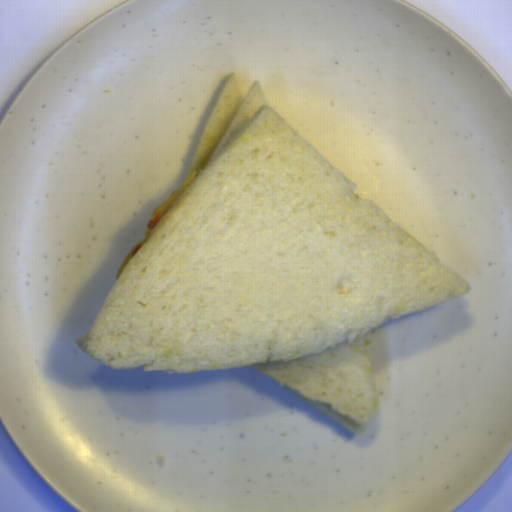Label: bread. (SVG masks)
Wrapping results in <instances>:
<instances>
[{
  "label": "bread",
  "mask_w": 512,
  "mask_h": 512,
  "mask_svg": "<svg viewBox=\"0 0 512 512\" xmlns=\"http://www.w3.org/2000/svg\"><path fill=\"white\" fill-rule=\"evenodd\" d=\"M75 344L114 369L252 366L354 435L377 411L368 333L471 285L226 78L188 176ZM187 176V178H188Z\"/></svg>",
  "instance_id": "8d2b1439"
}]
</instances>
